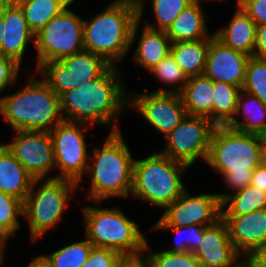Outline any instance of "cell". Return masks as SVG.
<instances>
[{"label":"cell","instance_id":"cell-45","mask_svg":"<svg viewBox=\"0 0 266 267\" xmlns=\"http://www.w3.org/2000/svg\"><path fill=\"white\" fill-rule=\"evenodd\" d=\"M8 246V241L5 240L1 235H0V267H2L3 262H5V250L6 247Z\"/></svg>","mask_w":266,"mask_h":267},{"label":"cell","instance_id":"cell-28","mask_svg":"<svg viewBox=\"0 0 266 267\" xmlns=\"http://www.w3.org/2000/svg\"><path fill=\"white\" fill-rule=\"evenodd\" d=\"M15 3L34 34L71 4L68 0H17Z\"/></svg>","mask_w":266,"mask_h":267},{"label":"cell","instance_id":"cell-3","mask_svg":"<svg viewBox=\"0 0 266 267\" xmlns=\"http://www.w3.org/2000/svg\"><path fill=\"white\" fill-rule=\"evenodd\" d=\"M138 9L126 0H114L90 20H84V49L119 66L138 38Z\"/></svg>","mask_w":266,"mask_h":267},{"label":"cell","instance_id":"cell-14","mask_svg":"<svg viewBox=\"0 0 266 267\" xmlns=\"http://www.w3.org/2000/svg\"><path fill=\"white\" fill-rule=\"evenodd\" d=\"M190 193L186 189L164 209L153 226H208L221 218V201L217 193Z\"/></svg>","mask_w":266,"mask_h":267},{"label":"cell","instance_id":"cell-26","mask_svg":"<svg viewBox=\"0 0 266 267\" xmlns=\"http://www.w3.org/2000/svg\"><path fill=\"white\" fill-rule=\"evenodd\" d=\"M207 39L171 43L170 53L187 78L203 75L206 67L210 40Z\"/></svg>","mask_w":266,"mask_h":267},{"label":"cell","instance_id":"cell-44","mask_svg":"<svg viewBox=\"0 0 266 267\" xmlns=\"http://www.w3.org/2000/svg\"><path fill=\"white\" fill-rule=\"evenodd\" d=\"M126 1L137 7V9H138V20L140 22L144 21V20H142L143 16H144L145 7H146L145 6L146 2H144V1H147V0H126Z\"/></svg>","mask_w":266,"mask_h":267},{"label":"cell","instance_id":"cell-41","mask_svg":"<svg viewBox=\"0 0 266 267\" xmlns=\"http://www.w3.org/2000/svg\"><path fill=\"white\" fill-rule=\"evenodd\" d=\"M254 57L266 58V24L257 26Z\"/></svg>","mask_w":266,"mask_h":267},{"label":"cell","instance_id":"cell-46","mask_svg":"<svg viewBox=\"0 0 266 267\" xmlns=\"http://www.w3.org/2000/svg\"><path fill=\"white\" fill-rule=\"evenodd\" d=\"M3 35H4V5L0 9V56H2Z\"/></svg>","mask_w":266,"mask_h":267},{"label":"cell","instance_id":"cell-35","mask_svg":"<svg viewBox=\"0 0 266 267\" xmlns=\"http://www.w3.org/2000/svg\"><path fill=\"white\" fill-rule=\"evenodd\" d=\"M242 90L266 104V58H249Z\"/></svg>","mask_w":266,"mask_h":267},{"label":"cell","instance_id":"cell-17","mask_svg":"<svg viewBox=\"0 0 266 267\" xmlns=\"http://www.w3.org/2000/svg\"><path fill=\"white\" fill-rule=\"evenodd\" d=\"M250 56L225 46L215 36L210 40L204 75L213 81L242 87Z\"/></svg>","mask_w":266,"mask_h":267},{"label":"cell","instance_id":"cell-48","mask_svg":"<svg viewBox=\"0 0 266 267\" xmlns=\"http://www.w3.org/2000/svg\"><path fill=\"white\" fill-rule=\"evenodd\" d=\"M234 267H256L248 258H242Z\"/></svg>","mask_w":266,"mask_h":267},{"label":"cell","instance_id":"cell-36","mask_svg":"<svg viewBox=\"0 0 266 267\" xmlns=\"http://www.w3.org/2000/svg\"><path fill=\"white\" fill-rule=\"evenodd\" d=\"M147 239L145 251L149 257L151 267H201L193 252H168L163 250L150 251L151 246Z\"/></svg>","mask_w":266,"mask_h":267},{"label":"cell","instance_id":"cell-50","mask_svg":"<svg viewBox=\"0 0 266 267\" xmlns=\"http://www.w3.org/2000/svg\"><path fill=\"white\" fill-rule=\"evenodd\" d=\"M193 1H201V2H203V1H205V0H193ZM206 1H208V0H206ZM217 1V0H216ZM218 1H223V0H218ZM225 1V0H224Z\"/></svg>","mask_w":266,"mask_h":267},{"label":"cell","instance_id":"cell-25","mask_svg":"<svg viewBox=\"0 0 266 267\" xmlns=\"http://www.w3.org/2000/svg\"><path fill=\"white\" fill-rule=\"evenodd\" d=\"M187 115L207 117L213 123L214 81L203 75L187 79L180 93Z\"/></svg>","mask_w":266,"mask_h":267},{"label":"cell","instance_id":"cell-22","mask_svg":"<svg viewBox=\"0 0 266 267\" xmlns=\"http://www.w3.org/2000/svg\"><path fill=\"white\" fill-rule=\"evenodd\" d=\"M33 180L8 147L0 143V191L24 203Z\"/></svg>","mask_w":266,"mask_h":267},{"label":"cell","instance_id":"cell-10","mask_svg":"<svg viewBox=\"0 0 266 267\" xmlns=\"http://www.w3.org/2000/svg\"><path fill=\"white\" fill-rule=\"evenodd\" d=\"M110 66L101 56L79 51L59 61H47L35 70L36 75L58 95L98 78Z\"/></svg>","mask_w":266,"mask_h":267},{"label":"cell","instance_id":"cell-15","mask_svg":"<svg viewBox=\"0 0 266 267\" xmlns=\"http://www.w3.org/2000/svg\"><path fill=\"white\" fill-rule=\"evenodd\" d=\"M4 144L34 179H54L48 176L55 170L53 141L50 132L14 131Z\"/></svg>","mask_w":266,"mask_h":267},{"label":"cell","instance_id":"cell-47","mask_svg":"<svg viewBox=\"0 0 266 267\" xmlns=\"http://www.w3.org/2000/svg\"><path fill=\"white\" fill-rule=\"evenodd\" d=\"M26 267H47L45 262L37 255L27 264Z\"/></svg>","mask_w":266,"mask_h":267},{"label":"cell","instance_id":"cell-27","mask_svg":"<svg viewBox=\"0 0 266 267\" xmlns=\"http://www.w3.org/2000/svg\"><path fill=\"white\" fill-rule=\"evenodd\" d=\"M218 197L221 201V216H241L266 209V191L251 185L234 193H218Z\"/></svg>","mask_w":266,"mask_h":267},{"label":"cell","instance_id":"cell-9","mask_svg":"<svg viewBox=\"0 0 266 267\" xmlns=\"http://www.w3.org/2000/svg\"><path fill=\"white\" fill-rule=\"evenodd\" d=\"M67 6L35 34L36 68L84 50V19Z\"/></svg>","mask_w":266,"mask_h":267},{"label":"cell","instance_id":"cell-21","mask_svg":"<svg viewBox=\"0 0 266 267\" xmlns=\"http://www.w3.org/2000/svg\"><path fill=\"white\" fill-rule=\"evenodd\" d=\"M203 9V2L193 1L181 11L166 30L171 43L202 40L211 35Z\"/></svg>","mask_w":266,"mask_h":267},{"label":"cell","instance_id":"cell-32","mask_svg":"<svg viewBox=\"0 0 266 267\" xmlns=\"http://www.w3.org/2000/svg\"><path fill=\"white\" fill-rule=\"evenodd\" d=\"M20 216H23V202L0 191V235L5 240L9 241L22 226Z\"/></svg>","mask_w":266,"mask_h":267},{"label":"cell","instance_id":"cell-6","mask_svg":"<svg viewBox=\"0 0 266 267\" xmlns=\"http://www.w3.org/2000/svg\"><path fill=\"white\" fill-rule=\"evenodd\" d=\"M190 168L160 152L135 159L130 197L164 210L187 189L183 173ZM185 170V171H184Z\"/></svg>","mask_w":266,"mask_h":267},{"label":"cell","instance_id":"cell-29","mask_svg":"<svg viewBox=\"0 0 266 267\" xmlns=\"http://www.w3.org/2000/svg\"><path fill=\"white\" fill-rule=\"evenodd\" d=\"M92 243L85 239L61 247L50 254L38 255L47 267H81L89 258Z\"/></svg>","mask_w":266,"mask_h":267},{"label":"cell","instance_id":"cell-39","mask_svg":"<svg viewBox=\"0 0 266 267\" xmlns=\"http://www.w3.org/2000/svg\"><path fill=\"white\" fill-rule=\"evenodd\" d=\"M238 4L257 26L266 24V0H241Z\"/></svg>","mask_w":266,"mask_h":267},{"label":"cell","instance_id":"cell-1","mask_svg":"<svg viewBox=\"0 0 266 267\" xmlns=\"http://www.w3.org/2000/svg\"><path fill=\"white\" fill-rule=\"evenodd\" d=\"M117 66H109L98 78L60 95L64 120L120 131V114L128 109V90ZM118 121V122H117Z\"/></svg>","mask_w":266,"mask_h":267},{"label":"cell","instance_id":"cell-34","mask_svg":"<svg viewBox=\"0 0 266 267\" xmlns=\"http://www.w3.org/2000/svg\"><path fill=\"white\" fill-rule=\"evenodd\" d=\"M193 0H151L154 23L145 20L144 25L154 30H164L172 24L183 9Z\"/></svg>","mask_w":266,"mask_h":267},{"label":"cell","instance_id":"cell-20","mask_svg":"<svg viewBox=\"0 0 266 267\" xmlns=\"http://www.w3.org/2000/svg\"><path fill=\"white\" fill-rule=\"evenodd\" d=\"M236 5L230 21L226 23L227 25L217 28L214 35L225 46L252 57L257 25L239 4Z\"/></svg>","mask_w":266,"mask_h":267},{"label":"cell","instance_id":"cell-40","mask_svg":"<svg viewBox=\"0 0 266 267\" xmlns=\"http://www.w3.org/2000/svg\"><path fill=\"white\" fill-rule=\"evenodd\" d=\"M115 267H151L147 251L143 250L135 254H121Z\"/></svg>","mask_w":266,"mask_h":267},{"label":"cell","instance_id":"cell-16","mask_svg":"<svg viewBox=\"0 0 266 267\" xmlns=\"http://www.w3.org/2000/svg\"><path fill=\"white\" fill-rule=\"evenodd\" d=\"M193 253L201 267H234L242 259L230 240L227 223L222 217L205 226L202 241Z\"/></svg>","mask_w":266,"mask_h":267},{"label":"cell","instance_id":"cell-31","mask_svg":"<svg viewBox=\"0 0 266 267\" xmlns=\"http://www.w3.org/2000/svg\"><path fill=\"white\" fill-rule=\"evenodd\" d=\"M152 74L160 83H163L165 87L156 89L153 92L158 93H181L187 82V77L182 69L176 63L174 57L167 55L161 60L152 70L148 72Z\"/></svg>","mask_w":266,"mask_h":267},{"label":"cell","instance_id":"cell-11","mask_svg":"<svg viewBox=\"0 0 266 267\" xmlns=\"http://www.w3.org/2000/svg\"><path fill=\"white\" fill-rule=\"evenodd\" d=\"M89 127L92 126L63 120L50 131L55 170L59 172L54 178L73 181L78 188L88 166L89 151L84 133Z\"/></svg>","mask_w":266,"mask_h":267},{"label":"cell","instance_id":"cell-30","mask_svg":"<svg viewBox=\"0 0 266 267\" xmlns=\"http://www.w3.org/2000/svg\"><path fill=\"white\" fill-rule=\"evenodd\" d=\"M241 89L229 83L214 81L213 124L227 125L236 113Z\"/></svg>","mask_w":266,"mask_h":267},{"label":"cell","instance_id":"cell-42","mask_svg":"<svg viewBox=\"0 0 266 267\" xmlns=\"http://www.w3.org/2000/svg\"><path fill=\"white\" fill-rule=\"evenodd\" d=\"M250 185L266 191V160L253 170Z\"/></svg>","mask_w":266,"mask_h":267},{"label":"cell","instance_id":"cell-24","mask_svg":"<svg viewBox=\"0 0 266 267\" xmlns=\"http://www.w3.org/2000/svg\"><path fill=\"white\" fill-rule=\"evenodd\" d=\"M142 27L132 61L149 72L170 54L171 41L164 30H154L144 24Z\"/></svg>","mask_w":266,"mask_h":267},{"label":"cell","instance_id":"cell-23","mask_svg":"<svg viewBox=\"0 0 266 267\" xmlns=\"http://www.w3.org/2000/svg\"><path fill=\"white\" fill-rule=\"evenodd\" d=\"M227 126L241 132L266 137V104L256 96L241 90L238 95L236 113Z\"/></svg>","mask_w":266,"mask_h":267},{"label":"cell","instance_id":"cell-52","mask_svg":"<svg viewBox=\"0 0 266 267\" xmlns=\"http://www.w3.org/2000/svg\"><path fill=\"white\" fill-rule=\"evenodd\" d=\"M6 2H16L17 0H5Z\"/></svg>","mask_w":266,"mask_h":267},{"label":"cell","instance_id":"cell-43","mask_svg":"<svg viewBox=\"0 0 266 267\" xmlns=\"http://www.w3.org/2000/svg\"><path fill=\"white\" fill-rule=\"evenodd\" d=\"M256 267H266V244L248 258Z\"/></svg>","mask_w":266,"mask_h":267},{"label":"cell","instance_id":"cell-38","mask_svg":"<svg viewBox=\"0 0 266 267\" xmlns=\"http://www.w3.org/2000/svg\"><path fill=\"white\" fill-rule=\"evenodd\" d=\"M21 70L15 60L0 56V95L18 82V74Z\"/></svg>","mask_w":266,"mask_h":267},{"label":"cell","instance_id":"cell-51","mask_svg":"<svg viewBox=\"0 0 266 267\" xmlns=\"http://www.w3.org/2000/svg\"><path fill=\"white\" fill-rule=\"evenodd\" d=\"M71 4H73L74 2H76L77 0H68Z\"/></svg>","mask_w":266,"mask_h":267},{"label":"cell","instance_id":"cell-12","mask_svg":"<svg viewBox=\"0 0 266 267\" xmlns=\"http://www.w3.org/2000/svg\"><path fill=\"white\" fill-rule=\"evenodd\" d=\"M214 127L207 117L186 115L165 136L166 144L159 152L191 168L199 159L206 162Z\"/></svg>","mask_w":266,"mask_h":267},{"label":"cell","instance_id":"cell-8","mask_svg":"<svg viewBox=\"0 0 266 267\" xmlns=\"http://www.w3.org/2000/svg\"><path fill=\"white\" fill-rule=\"evenodd\" d=\"M77 189V183L66 179L33 180L23 203V219H27L29 224L31 242L39 240L49 230L56 228Z\"/></svg>","mask_w":266,"mask_h":267},{"label":"cell","instance_id":"cell-13","mask_svg":"<svg viewBox=\"0 0 266 267\" xmlns=\"http://www.w3.org/2000/svg\"><path fill=\"white\" fill-rule=\"evenodd\" d=\"M133 109L164 137L187 115L179 93L128 92V110Z\"/></svg>","mask_w":266,"mask_h":267},{"label":"cell","instance_id":"cell-49","mask_svg":"<svg viewBox=\"0 0 266 267\" xmlns=\"http://www.w3.org/2000/svg\"><path fill=\"white\" fill-rule=\"evenodd\" d=\"M6 3L5 0H0V9L2 8V6Z\"/></svg>","mask_w":266,"mask_h":267},{"label":"cell","instance_id":"cell-2","mask_svg":"<svg viewBox=\"0 0 266 267\" xmlns=\"http://www.w3.org/2000/svg\"><path fill=\"white\" fill-rule=\"evenodd\" d=\"M265 160L266 137L227 125L214 127L205 163L233 193L250 185L253 170Z\"/></svg>","mask_w":266,"mask_h":267},{"label":"cell","instance_id":"cell-4","mask_svg":"<svg viewBox=\"0 0 266 267\" xmlns=\"http://www.w3.org/2000/svg\"><path fill=\"white\" fill-rule=\"evenodd\" d=\"M105 138L102 146L95 145L89 153L85 173L90 176L85 197L98 207L109 198H130L133 183L135 159L121 130L109 132Z\"/></svg>","mask_w":266,"mask_h":267},{"label":"cell","instance_id":"cell-18","mask_svg":"<svg viewBox=\"0 0 266 267\" xmlns=\"http://www.w3.org/2000/svg\"><path fill=\"white\" fill-rule=\"evenodd\" d=\"M221 217L226 221L230 240L242 258H250L266 244V209Z\"/></svg>","mask_w":266,"mask_h":267},{"label":"cell","instance_id":"cell-33","mask_svg":"<svg viewBox=\"0 0 266 267\" xmlns=\"http://www.w3.org/2000/svg\"><path fill=\"white\" fill-rule=\"evenodd\" d=\"M205 226H152V230L166 231L168 229L175 232V245L167 247L163 250L168 252H194L202 241Z\"/></svg>","mask_w":266,"mask_h":267},{"label":"cell","instance_id":"cell-19","mask_svg":"<svg viewBox=\"0 0 266 267\" xmlns=\"http://www.w3.org/2000/svg\"><path fill=\"white\" fill-rule=\"evenodd\" d=\"M30 43L35 45V34L29 28L23 11L15 2H6L2 57L15 60L22 66L25 52L29 46L31 48Z\"/></svg>","mask_w":266,"mask_h":267},{"label":"cell","instance_id":"cell-37","mask_svg":"<svg viewBox=\"0 0 266 267\" xmlns=\"http://www.w3.org/2000/svg\"><path fill=\"white\" fill-rule=\"evenodd\" d=\"M120 255L113 249L93 246L88 260L81 267H115Z\"/></svg>","mask_w":266,"mask_h":267},{"label":"cell","instance_id":"cell-7","mask_svg":"<svg viewBox=\"0 0 266 267\" xmlns=\"http://www.w3.org/2000/svg\"><path fill=\"white\" fill-rule=\"evenodd\" d=\"M85 236L94 247L110 248L121 254H135L145 248L147 236L136 221L120 207L81 206Z\"/></svg>","mask_w":266,"mask_h":267},{"label":"cell","instance_id":"cell-5","mask_svg":"<svg viewBox=\"0 0 266 267\" xmlns=\"http://www.w3.org/2000/svg\"><path fill=\"white\" fill-rule=\"evenodd\" d=\"M28 77L17 92L0 95V115L13 131L50 132L64 120L60 96L41 77Z\"/></svg>","mask_w":266,"mask_h":267}]
</instances>
